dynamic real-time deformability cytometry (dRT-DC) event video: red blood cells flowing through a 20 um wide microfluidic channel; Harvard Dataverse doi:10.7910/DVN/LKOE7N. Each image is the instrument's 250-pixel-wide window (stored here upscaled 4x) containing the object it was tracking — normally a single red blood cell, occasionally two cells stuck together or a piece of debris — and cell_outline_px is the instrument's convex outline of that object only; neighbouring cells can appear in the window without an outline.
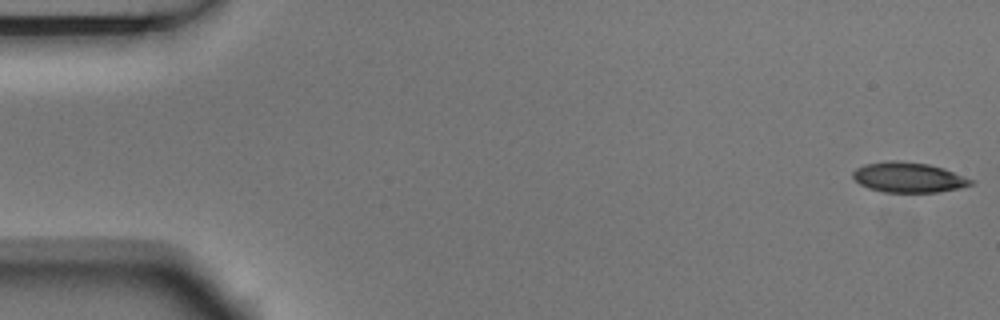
{"species": "Egyptian fruit bat (a non-hibernating species)", "species_latin": "Rousettus aegyptiacus", "temperature_condition": "room temperature", "stored_images_in_passage": 3, "segment_of_instrument_passage": [2, 2], "camera_frame_rate_fps": 3000, "um_per_image_px": 0.085, "animal": {"sex": "male"}, "frame": {"image": 1, "passage_image": 3, "time_ms": 0.667, "image_size_px": [1000, 320], "cell_outline_px": [[976, 180], [972, 184], [960, 188], [936, 192], [884, 192], [868, 188], [860, 184], [852, 176], [852, 172], [856, 168], [864, 164], [892, 160], [896, 160], [928, 164], [944, 168]], "centroid_in_image_um": [77.23, 15.07], "position_along_channel_um": 7.8, "area_um2": 20.81}}